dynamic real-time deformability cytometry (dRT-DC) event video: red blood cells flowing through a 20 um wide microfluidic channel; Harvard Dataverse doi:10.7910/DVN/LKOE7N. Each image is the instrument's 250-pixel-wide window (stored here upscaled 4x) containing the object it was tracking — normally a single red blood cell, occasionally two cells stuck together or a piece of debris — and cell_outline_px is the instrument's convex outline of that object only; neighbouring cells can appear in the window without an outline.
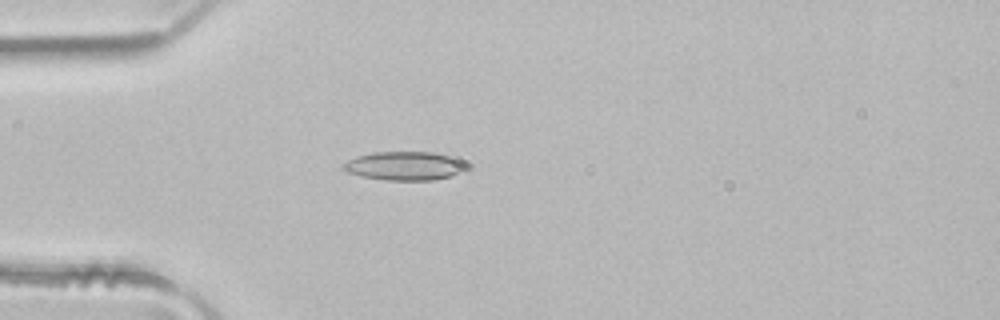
{"species": "common noctule bat (a hibernating species)", "species_latin": "Nyctalus noctula", "temperature_condition": "room temperature", "stored_images_in_passage": 3, "camera_frame_rate_fps": 3000, "um_per_image_px": 0.085, "animal": {"sex": "male", "body_mass_g": 21.5, "forearm_length_mm": 52.0}, "frame": {"image": 1, "passage_image": 3, "time_ms": 0.667, "image_size_px": [1000, 320], "cell_outline_px": [[468, 164], [460, 172], [452, 176], [432, 180], [384, 180], [360, 176], [348, 172], [340, 164], [356, 156], [376, 152], [432, 152], [448, 156], [460, 160]], "centroid_in_image_um": [34.35, 14.1], "position_along_channel_um": 50.6, "area_um2": 20.46}}